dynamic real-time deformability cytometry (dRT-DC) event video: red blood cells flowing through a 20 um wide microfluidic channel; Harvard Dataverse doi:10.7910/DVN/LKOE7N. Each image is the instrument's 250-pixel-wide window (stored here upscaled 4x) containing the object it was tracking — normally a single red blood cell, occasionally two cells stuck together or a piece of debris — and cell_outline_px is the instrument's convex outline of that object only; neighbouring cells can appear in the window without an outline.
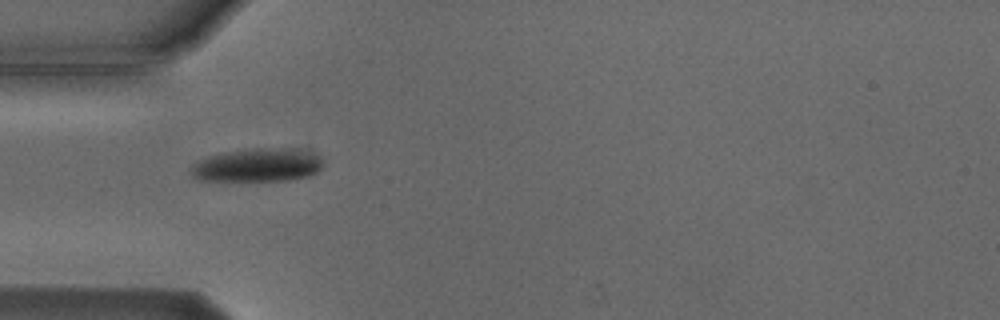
{"species": "Egyptian fruit bat (a non-hibernating species)", "species_latin": "Rousettus aegyptiacus", "temperature_condition": "cold", "stored_images_in_passage": 3, "camera_frame_rate_fps": 3000, "um_per_image_px": 0.085, "animal": {"sex": "male"}, "frame": {"image": 1, "passage_image": 1, "time_ms": 0.0, "image_size_px": [1000, 320], "cell_outline_px": [[324, 164], [316, 172], [308, 176], [288, 180], [200, 180], [192, 176], [192, 168], [196, 160], [208, 156], [224, 152], [256, 148], [296, 148], [320, 156], [324, 160]], "centroid_in_image_um": [21.92, 14.02], "position_along_channel_um": 63.1, "area_um2": 25.61}}
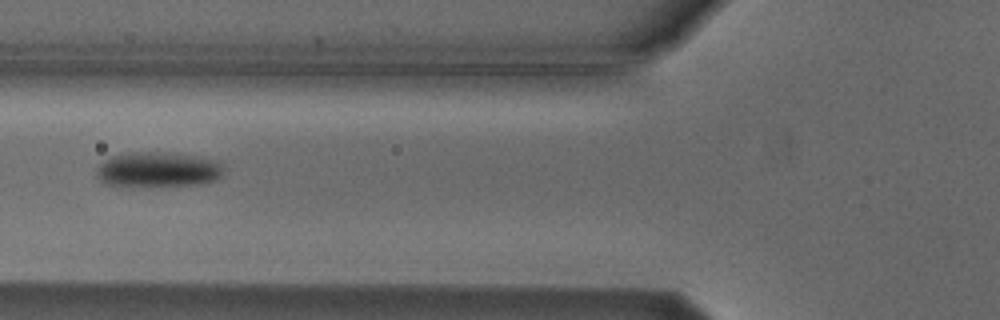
{"frame": {"image": 2, "passage_image": 2, "time_ms": 1.333, "image_size_px": [1000, 320], "cell_outline_px": [[224, 172], [216, 180], [200, 184], [148, 188], [104, 184], [96, 176], [96, 168], [104, 160], [112, 156], [128, 152], [156, 152], [188, 156], [208, 160], [216, 164]], "centroid_in_image_um": [13.28, 14.47], "position_along_channel_um": 112.5, "area_um2": 25.95}}